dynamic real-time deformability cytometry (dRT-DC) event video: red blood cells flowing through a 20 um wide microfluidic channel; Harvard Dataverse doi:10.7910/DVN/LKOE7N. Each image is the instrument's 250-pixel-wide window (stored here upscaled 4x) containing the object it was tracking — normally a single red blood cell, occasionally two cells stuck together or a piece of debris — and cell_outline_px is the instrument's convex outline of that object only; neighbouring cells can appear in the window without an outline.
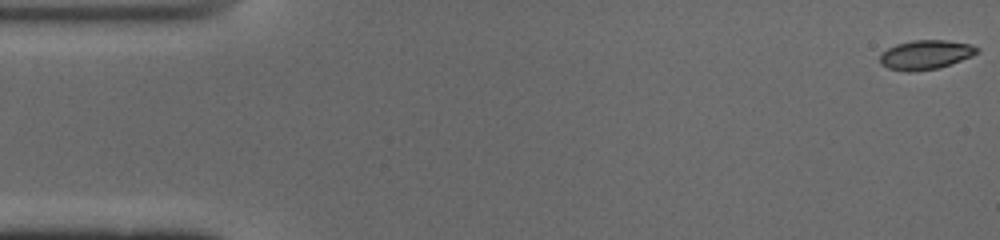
{"species": "common noctule bat (a hibernating species)", "species_latin": "Nyctalus noctula", "temperature_condition": "cold", "stored_images_in_passage": 51, "camera_frame_rate_fps": 3000, "um_per_image_px": 0.085, "animal": {"sex": "male", "body_mass_g": 19.0, "forearm_length_mm": 50.8}, "frame": {"image": 1, "passage_image": 1, "time_ms": 0.0, "image_size_px": [1000, 240], "cell_outline_px": [[980, 52], [960, 60], [936, 68], [908, 72], [888, 68], [880, 64], [880, 56], [888, 48], [896, 44], [912, 40], [944, 40], [968, 44], [980, 48]], "centroid_in_image_um": [78.65, 4.64], "position_along_channel_um": 6.3, "area_um2": 16.24}}
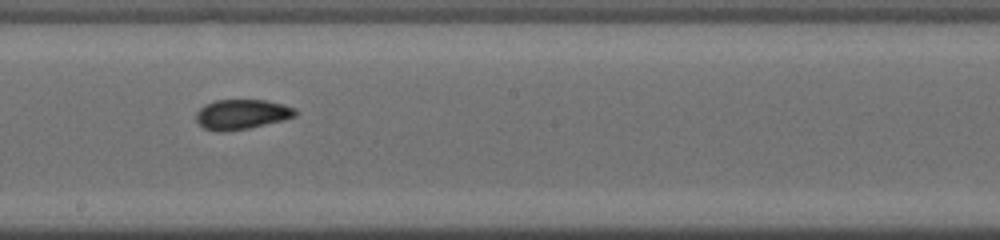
{"frame": {"image": 2, "passage_image": 28, "time_ms": 9.0, "image_size_px": [1000, 240], "cell_outline_px": [[296, 116], [248, 128], [224, 132], [216, 132], [204, 128], [196, 120], [196, 112], [204, 104], [216, 100], [264, 100], [284, 104], [296, 108]], "centroid_in_image_um": [20.51, 9.71], "position_along_channel_um": 227.7, "area_um2": 17.22}}
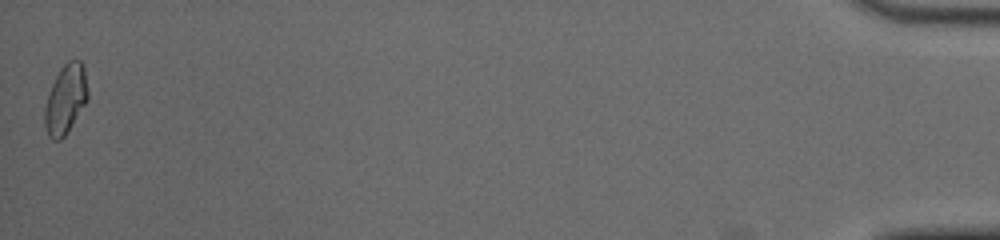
{"frame": {"image": 3, "passage_image": 51, "time_ms": 16.667, "image_size_px": [1000, 240], "cell_outline_px": [[88, 96], [84, 104], [64, 136], [60, 140], [52, 140], [48, 136], [44, 124], [44, 108], [52, 84], [60, 68], [68, 60], [80, 60], [84, 68], [88, 92]], "centroid_in_image_um": [5.55, 8.43], "position_along_channel_um": 429.6, "area_um2": 17.05}, "authors_computed_cell_mechanics": {"area_um2": 16.762, "velocity_mm_per_s": 3.9443, "shape_relaxation_time_tau1_ms": 9.6998, "shape_relaxation_time_tau2_ms": 1.8265, "deformation_change_tau1": 0.2469, "deformation_change_tau2": 0.0709}}